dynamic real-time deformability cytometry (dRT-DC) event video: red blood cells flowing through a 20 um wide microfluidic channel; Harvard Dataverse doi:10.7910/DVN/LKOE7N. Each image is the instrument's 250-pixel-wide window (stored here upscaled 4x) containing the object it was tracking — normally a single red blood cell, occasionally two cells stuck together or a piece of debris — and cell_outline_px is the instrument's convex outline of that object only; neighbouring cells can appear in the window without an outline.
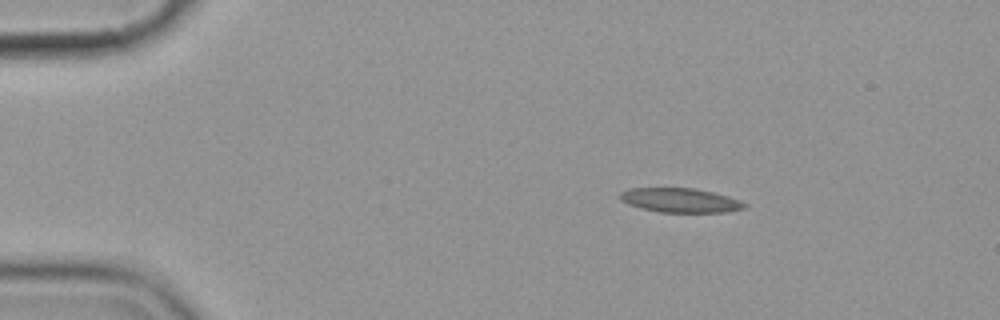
{"species": "common noctule bat (a hibernating species)", "species_latin": "Nyctalus noctula", "temperature_condition": "cold", "stored_images_in_passage": 3, "camera_frame_rate_fps": 3000, "um_per_image_px": 0.085, "animal": {"sex": "female", "body_mass_g": 19.9}, "frame": {"image": 1, "passage_image": 1, "time_ms": 0.0, "image_size_px": [1000, 320], "cell_outline_px": [[748, 204], [744, 208], [728, 212], [660, 212], [640, 208], [628, 204], [620, 200], [620, 192], [628, 188], [696, 188], [728, 196], [740, 200]], "centroid_in_image_um": [57.82, 17.02], "position_along_channel_um": 27.2, "area_um2": 17.69}}